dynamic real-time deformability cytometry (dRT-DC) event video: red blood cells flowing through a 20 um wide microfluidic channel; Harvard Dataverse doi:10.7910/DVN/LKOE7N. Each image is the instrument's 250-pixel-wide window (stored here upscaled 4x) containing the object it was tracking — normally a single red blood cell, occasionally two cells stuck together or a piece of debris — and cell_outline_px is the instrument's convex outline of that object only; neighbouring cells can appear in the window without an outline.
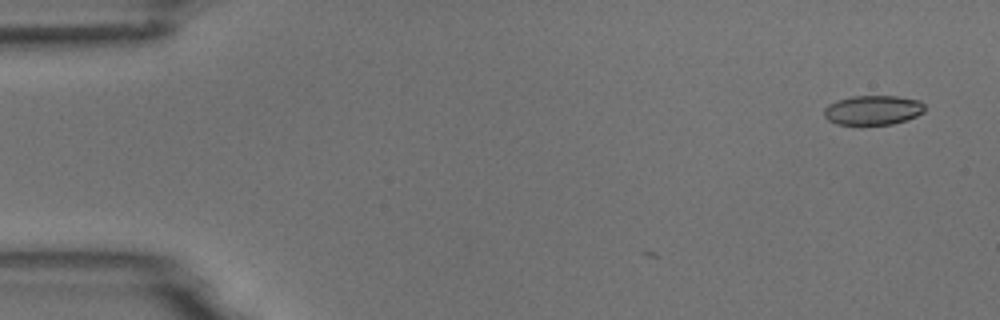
{"species": "common noctule bat (a hibernating species)", "species_latin": "Nyctalus noctula", "temperature_condition": "room temperature", "stored_images_in_passage": 3, "camera_frame_rate_fps": 3000, "um_per_image_px": 0.085, "animal": {"sex": "male", "body_mass_g": 18.8}, "frame": {"image": 1, "passage_image": 3, "time_ms": 0.667, "image_size_px": [1000, 320], "cell_outline_px": [[924, 112], [916, 116], [892, 124], [860, 128], [836, 124], [828, 120], [824, 116], [824, 108], [828, 104], [836, 100], [852, 96], [896, 96], [920, 100], [924, 104]], "centroid_in_image_um": [74.14, 9.4], "position_along_channel_um": 10.9, "area_um2": 18.09}}